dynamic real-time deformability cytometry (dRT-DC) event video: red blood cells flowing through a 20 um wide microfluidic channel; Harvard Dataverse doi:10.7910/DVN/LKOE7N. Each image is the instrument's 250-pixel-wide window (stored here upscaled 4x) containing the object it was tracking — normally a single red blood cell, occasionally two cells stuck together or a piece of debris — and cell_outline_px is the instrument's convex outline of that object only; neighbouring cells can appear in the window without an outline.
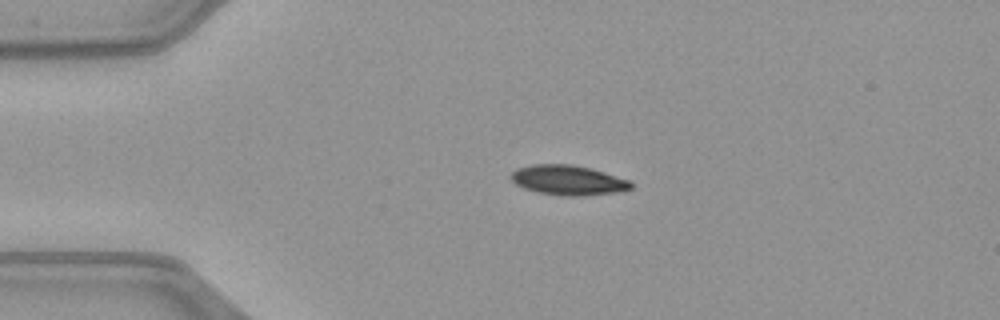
{"species": "common noctule bat (a hibernating species)", "species_latin": "Nyctalus noctula", "temperature_condition": "warm", "stored_images_in_passage": 40, "camera_frame_rate_fps": 3000, "um_per_image_px": 0.085, "animal": {"sex": "female", "body_mass_g": 21.9}, "frame": {"image": 1, "passage_image": 1, "time_ms": 0.0, "image_size_px": [1000, 320], "cell_outline_px": [[632, 188], [620, 192], [580, 196], [564, 196], [540, 192], [524, 188], [516, 184], [508, 176], [516, 168], [532, 164], [572, 164], [592, 168], [632, 180]], "centroid_in_image_um": [48.32, 15.3], "position_along_channel_um": 36.7, "area_um2": 21.15}}
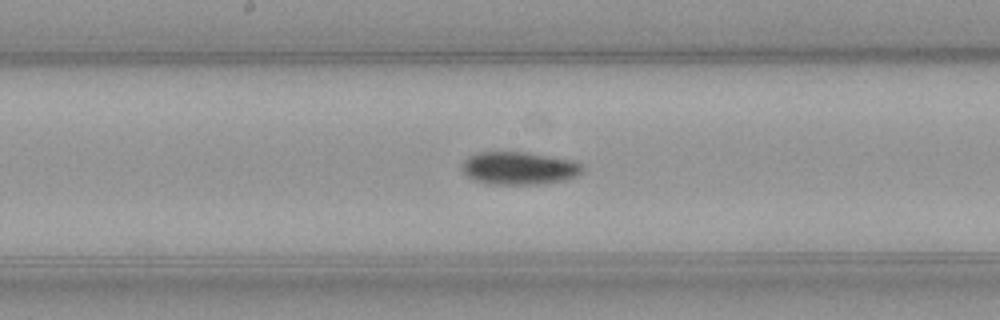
{"frame": {"image": 2, "passage_image": 16, "time_ms": 5.0, "image_size_px": [1000, 320], "cell_outline_px": [[584, 168], [576, 176], [564, 180], [540, 184], [488, 184], [472, 180], [460, 168], [464, 160], [468, 156], [476, 152], [532, 152], [576, 160], [584, 164]], "centroid_in_image_um": [44.14, 14.28], "position_along_channel_um": 204.1, "area_um2": 23.52}}
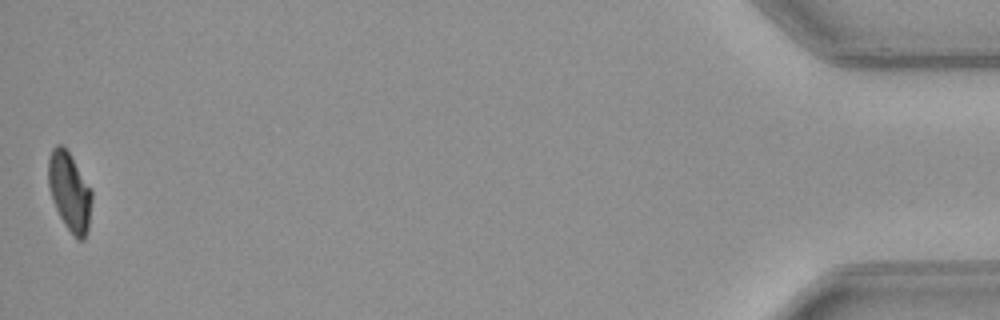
{"frame": {"image": 3, "passage_image": 40, "time_ms": 13.0, "image_size_px": [1000, 320], "cell_outline_px": [[92, 200], [88, 228], [84, 240], [76, 240], [72, 236], [64, 224], [52, 200], [48, 184], [48, 160], [52, 148], [56, 144], [60, 144], [68, 152], [92, 188]], "centroid_in_image_um": [5.92, 16.32], "position_along_channel_um": 429.3, "area_um2": 20.06}, "authors_computed_cell_mechanics": {"area_um2": 21.9351, "velocity_mm_per_s": 4.0655, "shape_relaxation_time_tau1_ms": 5.5433, "shape_relaxation_time_tau2_ms": null, "deformation_change_tau1": 0.1628, "deformation_change_tau2": null}}